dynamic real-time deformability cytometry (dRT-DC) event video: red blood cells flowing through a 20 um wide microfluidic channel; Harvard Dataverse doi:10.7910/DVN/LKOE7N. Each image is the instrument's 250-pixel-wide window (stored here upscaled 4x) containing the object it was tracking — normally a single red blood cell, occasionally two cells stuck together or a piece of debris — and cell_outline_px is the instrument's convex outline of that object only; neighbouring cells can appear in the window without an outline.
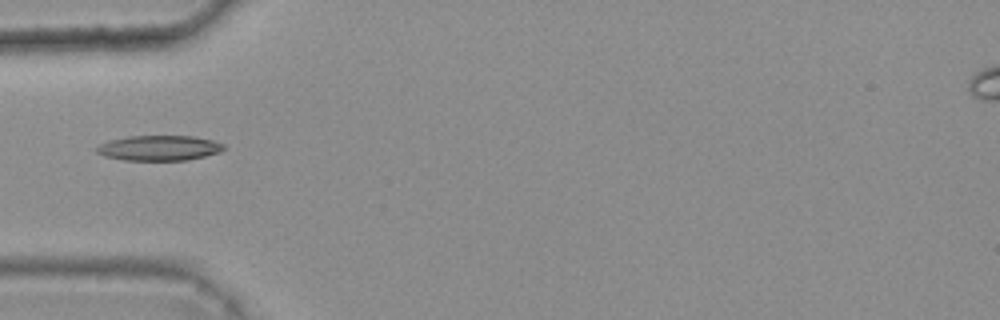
{"species": "common noctule bat (a hibernating species)", "species_latin": "Nyctalus noctula", "temperature_condition": "warm", "stored_images_in_passage": 5, "camera_frame_rate_fps": 3000, "um_per_image_px": 0.085, "animal": {"sex": "female", "body_mass_g": 25.1}, "frame": {"image": 1, "passage_image": 5, "time_ms": 1.333, "image_size_px": [1000, 320], "cell_outline_px": [[224, 148], [220, 152], [188, 160], [124, 160], [104, 156], [96, 152], [96, 148], [100, 144], [108, 140], [128, 136], [196, 136], [212, 140], [224, 144]], "centroid_in_image_um": [13.51, 12.57], "position_along_channel_um": 71.5, "area_um2": 18.67}}